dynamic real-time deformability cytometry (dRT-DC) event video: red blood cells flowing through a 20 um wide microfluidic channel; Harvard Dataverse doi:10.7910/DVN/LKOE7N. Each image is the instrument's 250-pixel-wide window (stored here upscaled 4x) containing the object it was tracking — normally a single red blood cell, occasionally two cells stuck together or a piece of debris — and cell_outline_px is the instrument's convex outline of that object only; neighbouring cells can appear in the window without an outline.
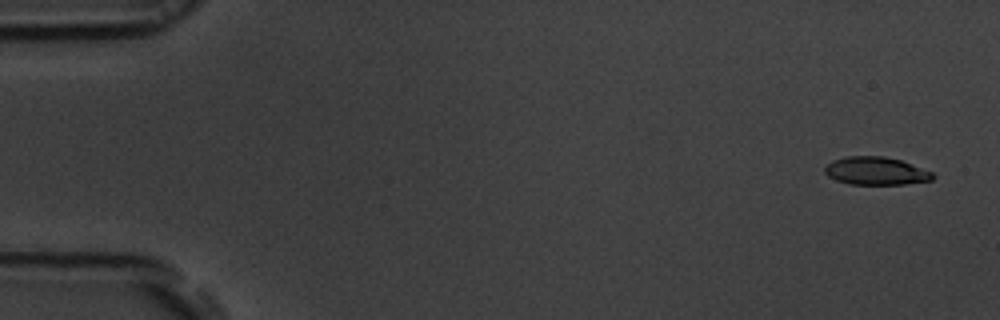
{"species": "common noctule bat (a hibernating species)", "species_latin": "Nyctalus noctula", "temperature_condition": "room temperature", "stored_images_in_passage": 54, "camera_frame_rate_fps": 3000, "um_per_image_px": 0.085, "animal": {"sex": "male", "body_mass_g": 19.5, "forearm_length_mm": 54.6}, "frame": {"image": 1, "passage_image": 3, "time_ms": 0.667, "image_size_px": [1000, 320], "cell_outline_px": [[936, 176], [932, 180], [904, 184], [848, 184], [836, 180], [828, 176], [824, 172], [824, 168], [832, 160], [848, 156], [884, 156], [900, 160], [932, 172]], "centroid_in_image_um": [74.43, 14.53], "position_along_channel_um": 10.6, "area_um2": 17.51}}
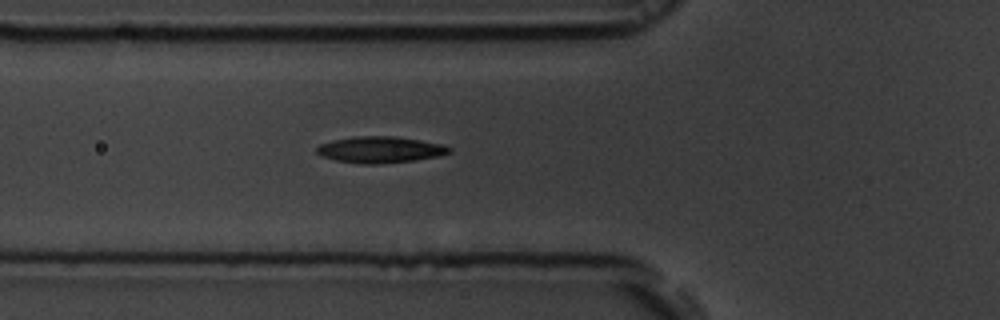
{"frame": {"image": 2, "passage_image": 20, "time_ms": 6.333, "image_size_px": [1000, 320], "cell_outline_px": [[452, 152], [440, 156], [416, 160], [380, 164], [364, 164], [336, 160], [320, 156], [316, 152], [316, 148], [320, 144], [332, 140], [356, 136], [392, 136], [420, 140], [444, 144], [452, 148]], "centroid_in_image_um": [32.34, 12.72], "position_along_channel_um": 93.5, "area_um2": 20.52}}
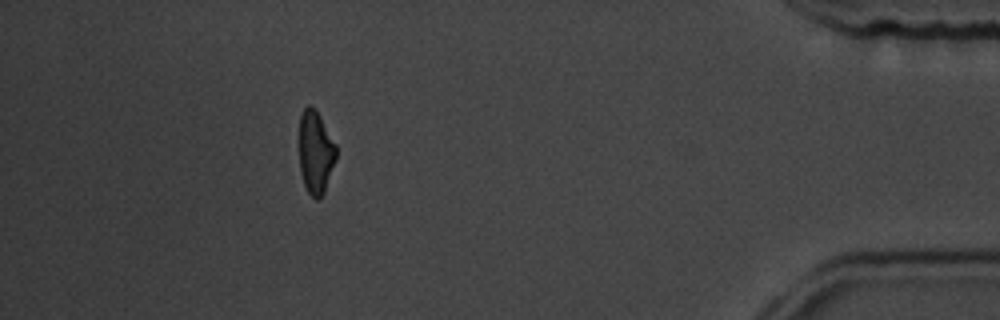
{"frame": {"image": 3, "passage_image": 49, "time_ms": 16.0, "image_size_px": [1000, 320], "cell_outline_px": [[336, 160], [324, 192], [316, 200], [308, 192], [304, 184], [300, 168], [300, 116], [304, 108], [308, 104], [316, 108], [336, 144]], "centroid_in_image_um": [26.84, 12.9], "position_along_channel_um": 408.4, "area_um2": 17.8}, "authors_computed_cell_mechanics": {"area_um2": 19.1318, "velocity_mm_per_s": 3.8077, "shape_relaxation_time_tau1_ms": 3.8013, "shape_relaxation_time_tau2_ms": 6.1095, "deformation_change_tau1": 0.1424, "deformation_change_tau2": 0.1567}}